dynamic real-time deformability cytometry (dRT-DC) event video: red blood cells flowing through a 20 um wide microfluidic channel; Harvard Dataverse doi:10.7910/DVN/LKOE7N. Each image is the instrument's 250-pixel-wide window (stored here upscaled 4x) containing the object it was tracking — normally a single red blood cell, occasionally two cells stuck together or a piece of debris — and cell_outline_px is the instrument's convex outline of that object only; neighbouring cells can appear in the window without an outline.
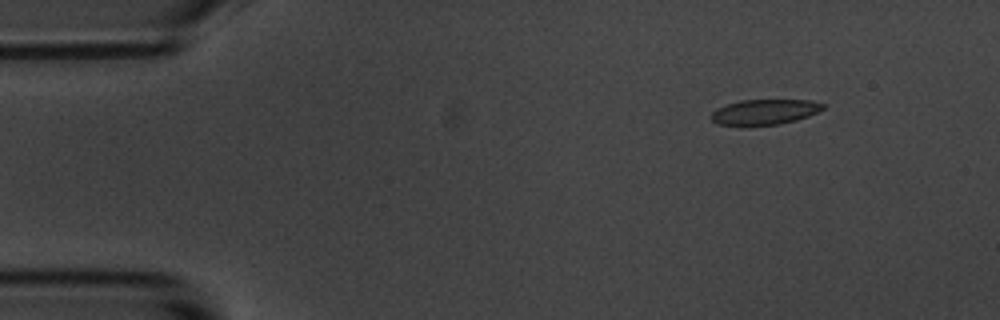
{"species": "common noctule bat (a hibernating species)", "species_latin": "Nyctalus noctula", "temperature_condition": "room temperature", "stored_images_in_passage": 5, "camera_frame_rate_fps": 3000, "um_per_image_px": 0.085, "animal": {"sex": "male", "body_mass_g": 20.1, "forearm_length_mm": 53.5}, "frame": {"image": 1, "passage_image": 2, "time_ms": 2.0, "image_size_px": [1000, 320], "cell_outline_px": [[824, 108], [808, 116], [796, 120], [780, 124], [716, 124], [712, 120], [712, 112], [716, 108], [740, 100], [808, 100], [824, 104]], "centroid_in_image_um": [65.0, 9.49], "position_along_channel_um": 20.0, "area_um2": 16.01}}
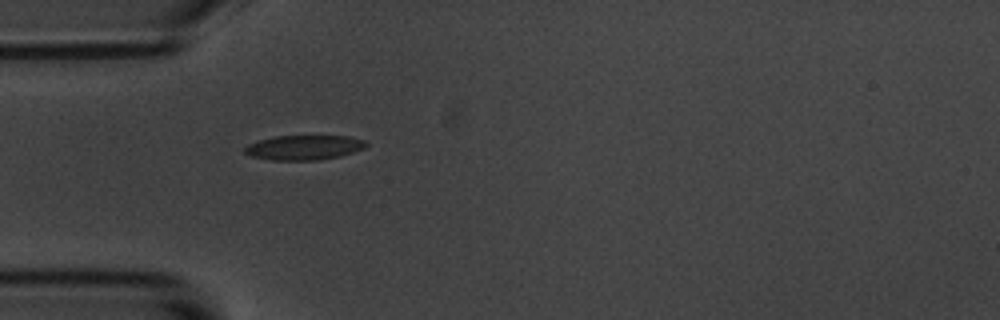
{"frame": {"image": 2, "passage_image": 5, "time_ms": 5.333, "image_size_px": [1000, 320], "cell_outline_px": [[368, 144], [364, 148], [340, 156], [320, 160], [272, 160], [252, 156], [244, 152], [244, 148], [248, 144], [260, 140], [276, 136], [348, 136], [364, 140]], "centroid_in_image_um": [25.85, 12.54], "position_along_channel_um": 59.2, "area_um2": 17.34}}